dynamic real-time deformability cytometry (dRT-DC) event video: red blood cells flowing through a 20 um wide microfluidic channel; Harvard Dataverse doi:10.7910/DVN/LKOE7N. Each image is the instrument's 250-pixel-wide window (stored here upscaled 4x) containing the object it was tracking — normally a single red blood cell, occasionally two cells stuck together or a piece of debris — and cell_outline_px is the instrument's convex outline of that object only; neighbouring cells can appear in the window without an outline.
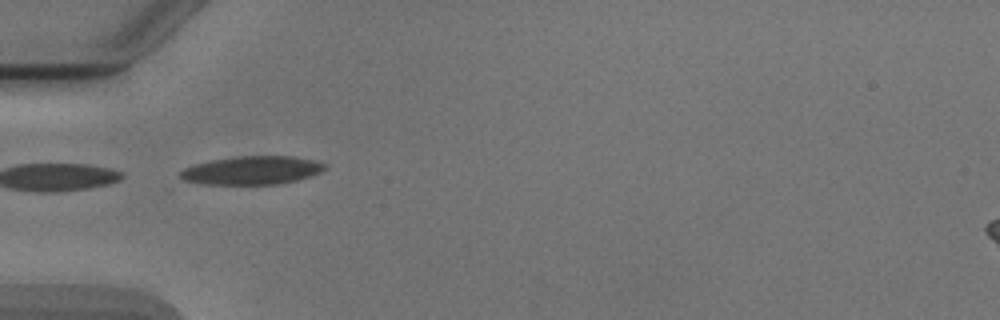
{"species": "Egyptian fruit bat (a non-hibernating species)", "species_latin": "Rousettus aegyptiacus", "temperature_condition": "cold", "stored_images_in_passage": 4, "camera_frame_rate_fps": 3000, "um_per_image_px": 0.085, "animal": {"sex": "male"}, "frame": {"image": 1, "passage_image": 3, "time_ms": 2.333, "image_size_px": [1000, 320], "cell_outline_px": [[328, 168], [312, 176], [280, 184], [200, 184], [184, 180], [180, 176], [180, 172], [184, 168], [196, 164], [212, 160], [240, 156], [292, 156], [312, 160], [328, 164]], "centroid_in_image_um": [21.46, 14.48], "position_along_channel_um": 63.5, "area_um2": 23.87}}
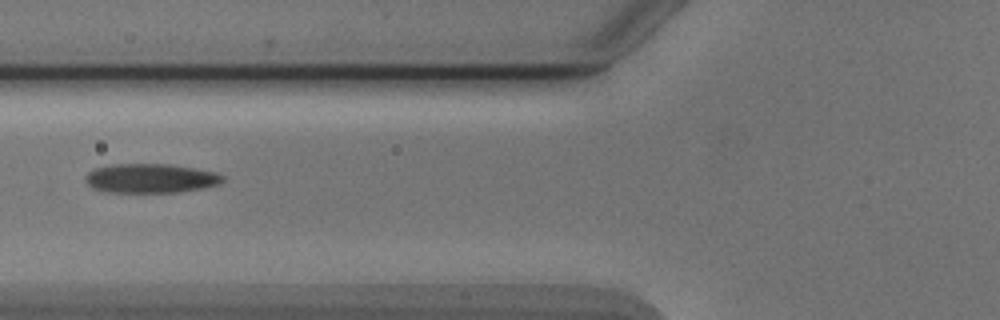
{"frame": {"image": 2, "passage_image": 4, "time_ms": 3.667, "image_size_px": [1000, 320], "cell_outline_px": [[224, 180], [220, 184], [204, 188], [180, 192], [104, 192], [92, 188], [84, 180], [84, 176], [88, 172], [96, 168], [112, 164], [168, 164], [216, 172], [224, 176]], "centroid_in_image_um": [12.79, 15.16], "position_along_channel_um": 113.0, "area_um2": 23.52}}